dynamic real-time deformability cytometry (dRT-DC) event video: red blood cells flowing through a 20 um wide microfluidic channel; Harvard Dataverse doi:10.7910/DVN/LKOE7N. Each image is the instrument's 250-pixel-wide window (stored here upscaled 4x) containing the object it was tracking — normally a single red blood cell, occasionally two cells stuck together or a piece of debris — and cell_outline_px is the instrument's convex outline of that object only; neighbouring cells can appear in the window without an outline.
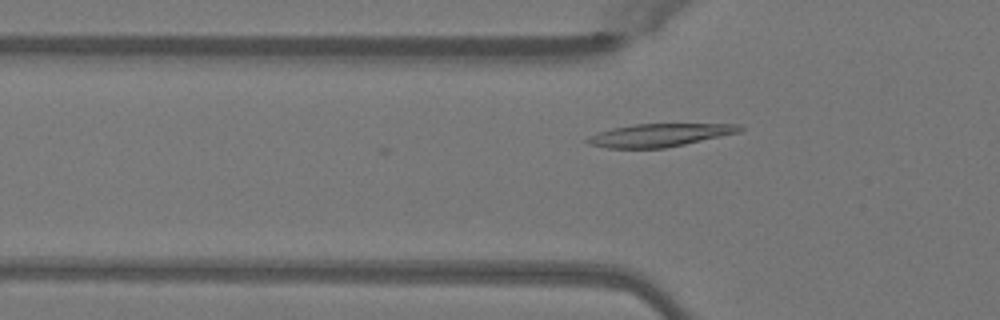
{"species": "Egyptian fruit bat (a non-hibernating species)", "species_latin": "Rousettus aegyptiacus", "temperature_condition": "warm", "stored_images_in_passage": 37, "camera_frame_rate_fps": 3000, "um_per_image_px": 0.085, "animal": {"sex": "female"}, "frame": {"image": 1, "passage_image": 4, "time_ms": 1.0, "image_size_px": [1000, 320], "cell_outline_px": [[744, 128], [740, 132], [684, 144], [664, 148], [608, 148], [588, 144], [584, 140], [588, 136], [612, 128], [632, 124], [740, 124]], "centroid_in_image_um": [56.04, 11.48], "position_along_channel_um": 69.8, "area_um2": 20.29}}
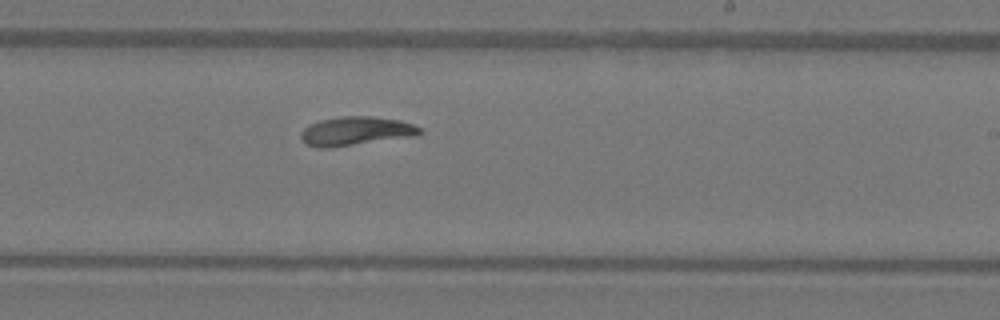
{"frame": {"image": 2, "passage_image": 18, "time_ms": 5.667, "image_size_px": [1000, 320], "cell_outline_px": [[424, 132], [416, 136], [332, 148], [316, 148], [304, 144], [300, 140], [300, 132], [308, 124], [320, 120], [344, 116], [372, 116], [400, 120], [412, 124], [420, 128]], "centroid_in_image_um": [30.21, 11.16], "position_along_channel_um": 258.8, "area_um2": 20.4}}
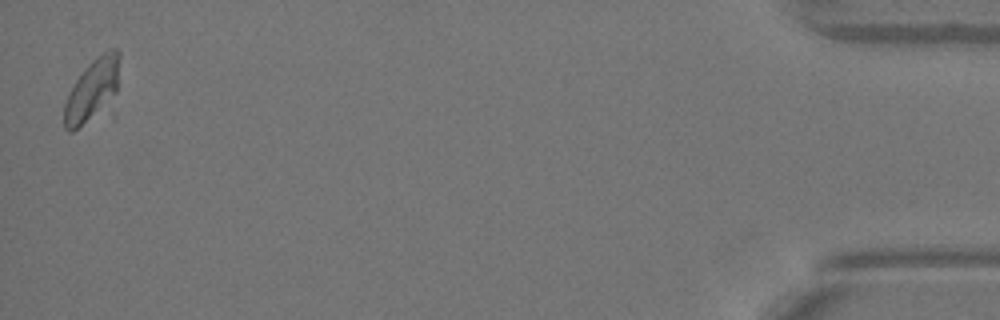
{"frame": {"image": 3, "passage_image": 37, "time_ms": 12.0, "image_size_px": [1000, 320], "cell_outline_px": [[120, 56], [116, 92], [96, 112], [72, 132], [68, 132], [64, 128], [64, 104], [68, 92], [76, 80], [88, 64], [96, 56], [108, 48], [116, 48], [120, 52]], "centroid_in_image_um": [7.82, 7.56], "position_along_channel_um": 427.4, "area_um2": 19.36}, "authors_computed_cell_mechanics": {"area_um2": 19.5942, "velocity_mm_per_s": 4.0469, "shape_relaxation_time_tau1_ms": 5.1689, "shape_relaxation_time_tau2_ms": 3.6917, "deformation_change_tau1": 0.1612, "deformation_change_tau2": 0.073}}